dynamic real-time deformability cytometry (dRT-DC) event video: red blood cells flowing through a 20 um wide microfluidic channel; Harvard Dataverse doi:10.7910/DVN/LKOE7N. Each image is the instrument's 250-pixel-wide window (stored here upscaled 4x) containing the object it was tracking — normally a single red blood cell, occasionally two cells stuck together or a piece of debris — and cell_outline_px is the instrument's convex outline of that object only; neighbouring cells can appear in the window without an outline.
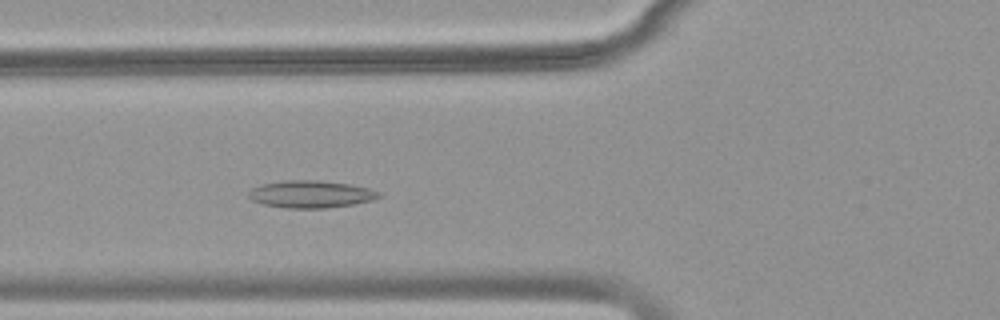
{"species": "common noctule bat (a hibernating species)", "species_latin": "Nyctalus noctula", "temperature_condition": "warm", "stored_images_in_passage": 41, "camera_frame_rate_fps": 3000, "um_per_image_px": 0.085, "animal": {"sex": "female", "body_mass_g": 18.4}, "frame": {"image": 1, "passage_image": 9, "time_ms": 2.667, "image_size_px": [1000, 320], "cell_outline_px": [[380, 196], [372, 200], [352, 204], [324, 208], [288, 208], [264, 204], [252, 200], [248, 196], [248, 192], [252, 188], [264, 184], [284, 180], [320, 180], [352, 184], [368, 188], [380, 192]], "centroid_in_image_um": [26.42, 16.49], "position_along_channel_um": 99.4, "area_um2": 20.58}}
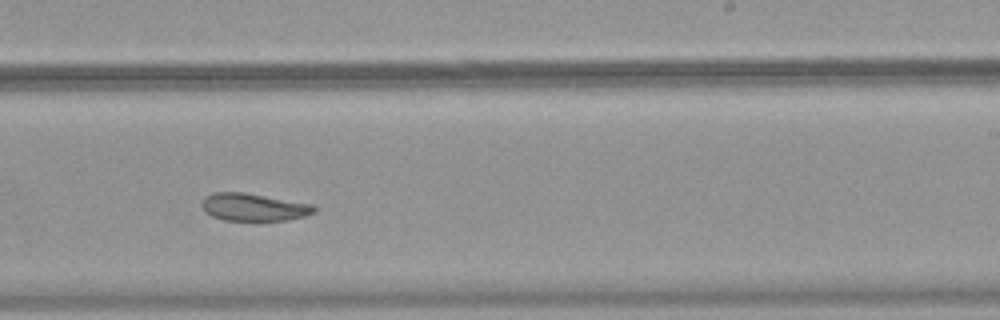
{"frame": {"image": 2, "passage_image": 22, "time_ms": 7.0, "image_size_px": [1000, 320], "cell_outline_px": [[316, 212], [304, 216], [288, 220], [224, 220], [212, 216], [200, 204], [204, 196], [212, 192], [244, 192], [312, 204], [316, 208]], "centroid_in_image_um": [21.55, 17.59], "position_along_channel_um": 267.4, "area_um2": 17.98}}
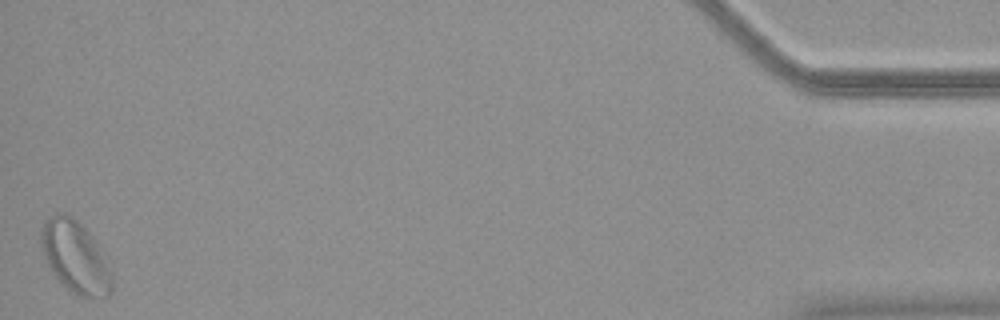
{"frame": {"image": 3, "passage_image": 41, "time_ms": 13.333, "image_size_px": [1000, 320], "cell_outline_px": [[112, 288], [108, 296], [80, 296], [72, 292], [52, 272], [48, 264], [40, 244], [40, 232], [44, 224], [52, 216], [68, 216], [76, 220], [100, 244], [112, 268]], "centroid_in_image_um": [6.46, 21.87], "position_along_channel_um": 428.7, "area_um2": 29.19}}